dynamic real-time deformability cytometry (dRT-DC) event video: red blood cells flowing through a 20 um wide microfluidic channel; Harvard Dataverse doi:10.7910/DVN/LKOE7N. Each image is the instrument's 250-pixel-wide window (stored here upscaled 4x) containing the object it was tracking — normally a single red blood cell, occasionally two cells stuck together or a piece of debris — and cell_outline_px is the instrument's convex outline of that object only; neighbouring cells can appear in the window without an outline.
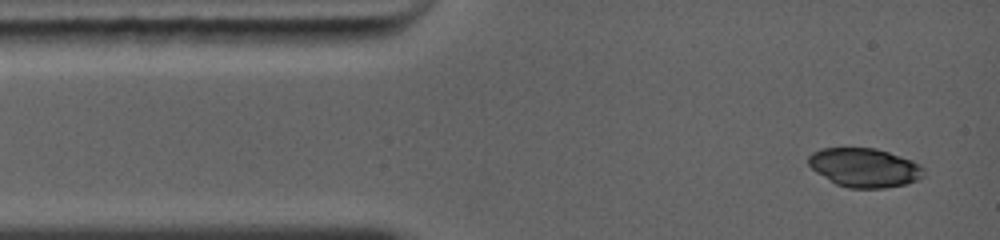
{"species": "common noctule bat (a hibernating species)", "species_latin": "Nyctalus noctula", "temperature_condition": "warm", "stored_images_in_passage": 8, "camera_frame_rate_fps": 5000, "um_per_image_px": 0.085, "animal": {"sex": "female", "body_mass_g": 19.0, "forearm_length_mm": 56.7}, "frame": {"image": 1, "passage_image": 1, "time_ms": 0.0, "image_size_px": [1000, 240], "cell_outline_px": [[924, 176], [916, 180], [904, 184], [884, 188], [848, 188], [836, 184], [816, 172], [808, 164], [808, 156], [812, 152], [820, 148], [876, 148], [912, 160], [920, 164], [924, 168]], "centroid_in_image_um": [73.47, 14.24], "position_along_channel_um": 11.5, "area_um2": 26.18}}
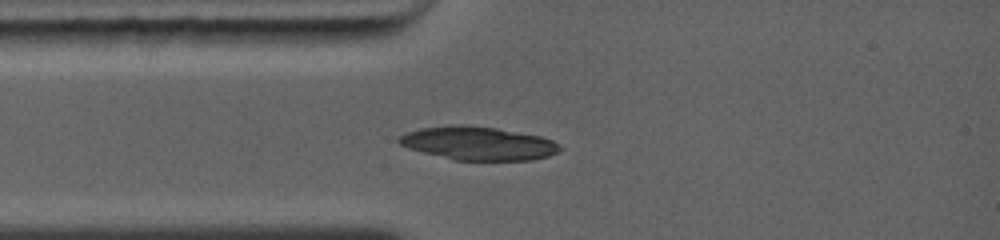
{"frame": {"image": 2, "passage_image": 8, "time_ms": 2.0, "image_size_px": [1000, 240], "cell_outline_px": [[564, 148], [548, 156], [532, 160], [452, 160], [408, 148], [400, 144], [396, 140], [396, 136], [420, 128], [460, 124], [496, 128], [540, 136], [552, 140], [560, 144]], "centroid_in_image_um": [40.63, 12.18], "position_along_channel_um": 44.4, "area_um2": 31.39}}